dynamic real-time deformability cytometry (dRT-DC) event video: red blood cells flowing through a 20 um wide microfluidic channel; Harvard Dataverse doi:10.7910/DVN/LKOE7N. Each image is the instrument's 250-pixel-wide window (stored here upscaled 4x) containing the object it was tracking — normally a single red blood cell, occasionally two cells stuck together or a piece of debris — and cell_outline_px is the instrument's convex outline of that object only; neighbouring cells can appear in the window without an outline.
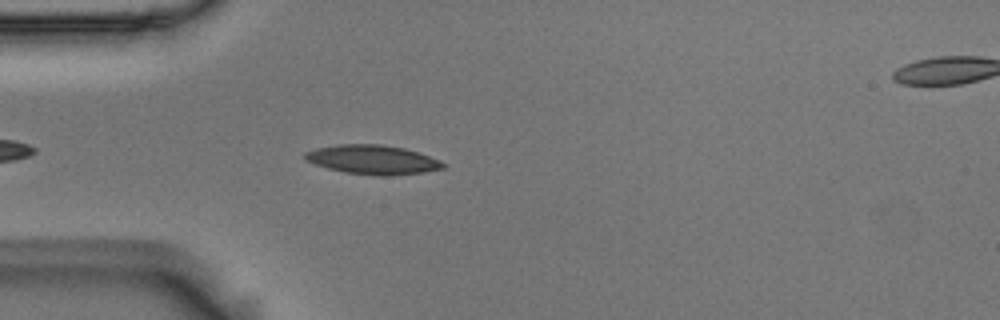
{"species": "Egyptian fruit bat (a non-hibernating species)", "species_latin": "Rousettus aegyptiacus", "temperature_condition": "room temperature", "stored_images_in_passage": 30, "camera_frame_rate_fps": 3000, "um_per_image_px": 0.085, "animal": {"sex": "male"}, "frame": {"image": 1, "passage_image": 5, "time_ms": 1.333, "image_size_px": [1000, 320], "cell_outline_px": [[444, 168], [424, 172], [392, 176], [376, 176], [344, 172], [328, 168], [304, 160], [304, 152], [316, 148], [340, 144], [380, 144], [404, 148], [440, 160], [444, 164]], "centroid_in_image_um": [31.65, 13.58], "position_along_channel_um": 53.3, "area_um2": 23.47}}
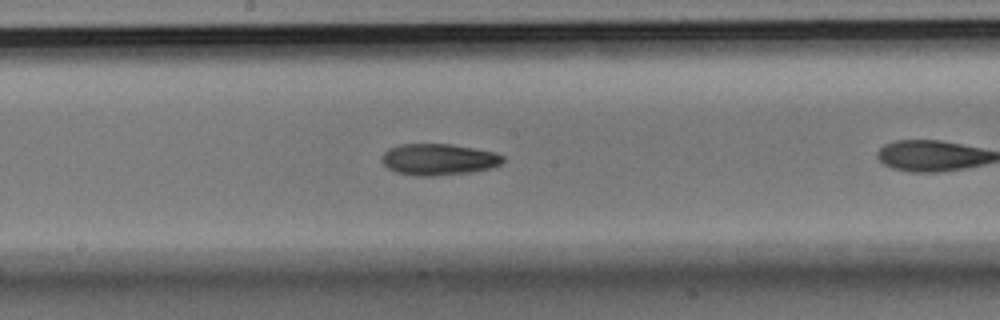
{"frame": {"image": 2, "passage_image": 15, "time_ms": 4.667, "image_size_px": [1000, 320], "cell_outline_px": [[504, 160], [500, 164], [488, 168], [468, 172], [436, 176], [416, 176], [396, 172], [388, 168], [380, 160], [384, 152], [388, 148], [400, 144], [452, 144], [496, 152], [504, 156]], "centroid_in_image_um": [37.25, 13.54], "position_along_channel_um": 211.0, "area_um2": 22.2}}
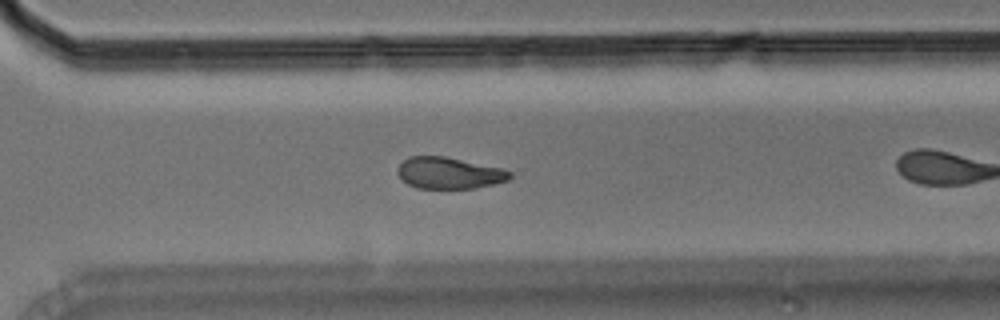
{"frame": {"image": 3, "passage_image": 25, "time_ms": 8.0, "image_size_px": [1000, 320], "cell_outline_px": [[512, 176], [508, 180], [492, 184], [472, 188], [416, 188], [408, 184], [396, 172], [396, 168], [408, 156], [444, 156], [500, 168], [512, 172]], "centroid_in_image_um": [38.14, 14.7], "position_along_channel_um": 332.5, "area_um2": 20.4}}